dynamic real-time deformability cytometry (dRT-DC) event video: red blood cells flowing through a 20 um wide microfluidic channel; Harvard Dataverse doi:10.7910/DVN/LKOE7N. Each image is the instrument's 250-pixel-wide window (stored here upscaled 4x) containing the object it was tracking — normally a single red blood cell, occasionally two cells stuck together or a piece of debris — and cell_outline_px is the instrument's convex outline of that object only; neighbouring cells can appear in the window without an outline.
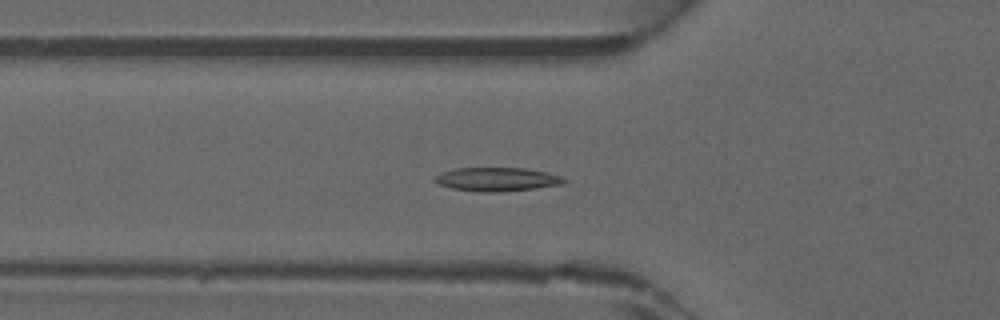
{"species": "common noctule bat (a hibernating species)", "species_latin": "Nyctalus noctula", "temperature_condition": "warm", "stored_images_in_passage": 45, "camera_frame_rate_fps": 3000, "um_per_image_px": 0.085, "animal": {"sex": "male", "forearm_length_mm": 52.5}, "frame": {"image": 1, "passage_image": 16, "time_ms": 5.0, "image_size_px": [1000, 320], "cell_outline_px": [[568, 180], [564, 184], [536, 188], [500, 192], [476, 192], [452, 188], [436, 184], [432, 180], [440, 172], [456, 168], [524, 168], [548, 172], [560, 176]], "centroid_in_image_um": [42.22, 15.24], "position_along_channel_um": 83.6, "area_um2": 18.09}}
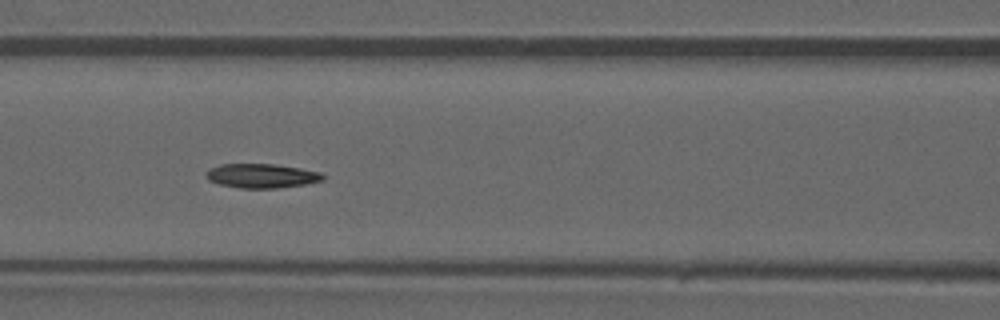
{"frame": {"image": 2, "passage_image": 20, "time_ms": 6.333, "image_size_px": [1000, 320], "cell_outline_px": [[324, 180], [304, 184], [276, 188], [240, 188], [220, 184], [208, 180], [204, 176], [204, 172], [208, 168], [220, 164], [276, 164], [300, 168], [320, 172], [324, 176]], "centroid_in_image_um": [22.18, 14.93], "position_along_channel_um": 144.4, "area_um2": 16.59}}
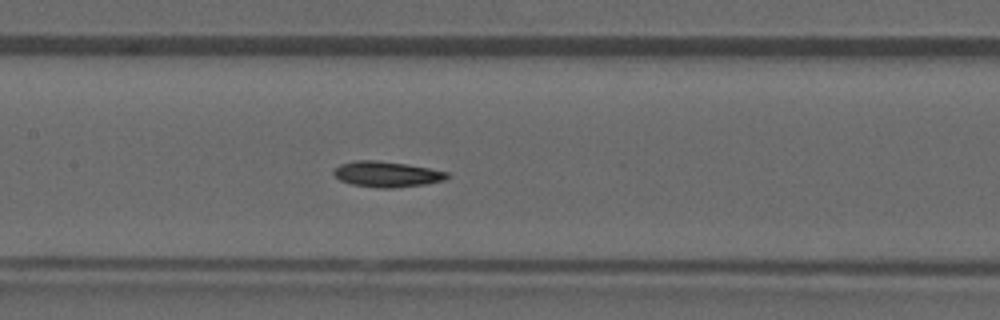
{"frame": {"image": 3, "passage_image": 22, "time_ms": 7.0, "image_size_px": [1000, 320], "cell_outline_px": [[448, 176], [444, 180], [424, 184], [392, 188], [380, 188], [352, 184], [340, 180], [332, 172], [340, 164], [352, 160], [376, 160], [408, 164], [448, 172]], "centroid_in_image_um": [32.85, 14.79], "position_along_channel_um": 174.5, "area_um2": 16.82}}